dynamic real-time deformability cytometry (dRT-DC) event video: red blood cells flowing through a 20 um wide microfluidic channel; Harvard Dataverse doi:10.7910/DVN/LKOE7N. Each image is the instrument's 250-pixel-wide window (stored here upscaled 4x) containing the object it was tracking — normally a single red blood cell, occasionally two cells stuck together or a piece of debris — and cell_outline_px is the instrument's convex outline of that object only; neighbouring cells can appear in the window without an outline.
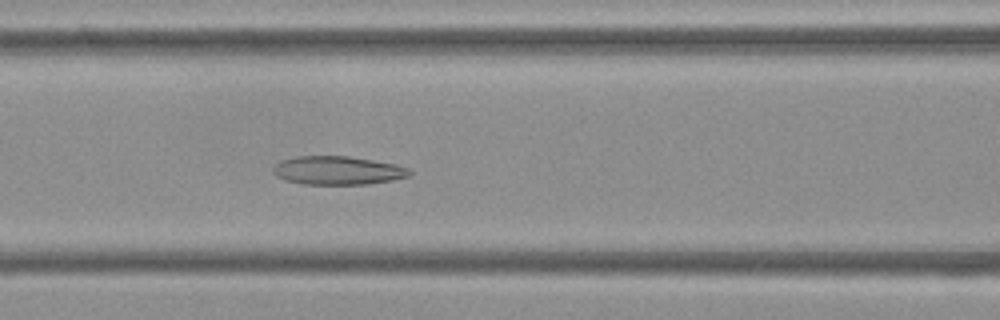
{"species": "Egyptian fruit bat (a non-hibernating species)", "species_latin": "Rousettus aegyptiacus", "temperature_condition": "cold", "stored_images_in_passage": 53, "camera_frame_rate_fps": 3000, "um_per_image_px": 0.085, "frame": {"image": 1, "passage_image": 22, "time_ms": 7.0, "image_size_px": [1000, 320], "cell_outline_px": [[412, 172], [408, 176], [392, 180], [368, 184], [304, 184], [284, 180], [276, 176], [272, 172], [272, 168], [280, 160], [296, 156], [348, 156], [396, 164], [408, 168]], "centroid_in_image_um": [28.67, 14.48], "position_along_channel_um": 137.9, "area_um2": 22.72}}
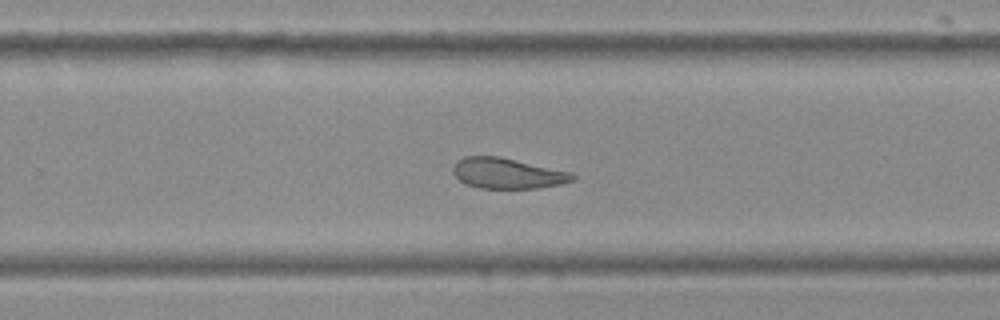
{"frame": {"image": 2, "passage_image": 34, "time_ms": 11.0, "image_size_px": [1000, 320], "cell_outline_px": [[576, 180], [560, 184], [540, 188], [480, 188], [464, 184], [452, 172], [452, 168], [456, 160], [464, 156], [500, 156], [572, 172], [576, 176]], "centroid_in_image_um": [43.13, 14.73], "position_along_channel_um": 286.7, "area_um2": 21.56}}
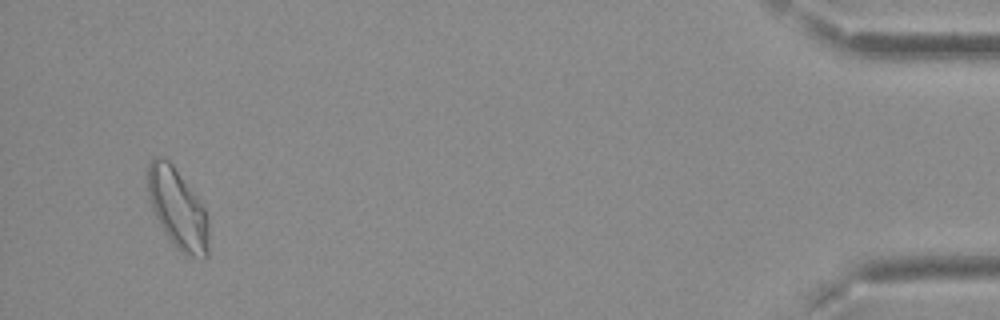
{"frame": {"image": 3, "passage_image": 51, "time_ms": 16.667, "image_size_px": [1000, 320], "cell_outline_px": [[208, 256], [204, 260], [188, 256], [180, 252], [172, 244], [164, 232], [152, 208], [148, 196], [148, 164], [152, 156], [164, 156], [172, 164], [204, 208], [208, 216]], "centroid_in_image_um": [15.1, 17.77], "position_along_channel_um": 420.1, "area_um2": 28.44}, "authors_computed_cell_mechanics": {"area_um2": 24.7384, "velocity_mm_per_s": 3.7283, "shape_relaxation_time_tau1_ms": null, "shape_relaxation_time_tau2_ms": 4.2881, "deformation_change_tau1": null, "deformation_change_tau2": 0.1165}}